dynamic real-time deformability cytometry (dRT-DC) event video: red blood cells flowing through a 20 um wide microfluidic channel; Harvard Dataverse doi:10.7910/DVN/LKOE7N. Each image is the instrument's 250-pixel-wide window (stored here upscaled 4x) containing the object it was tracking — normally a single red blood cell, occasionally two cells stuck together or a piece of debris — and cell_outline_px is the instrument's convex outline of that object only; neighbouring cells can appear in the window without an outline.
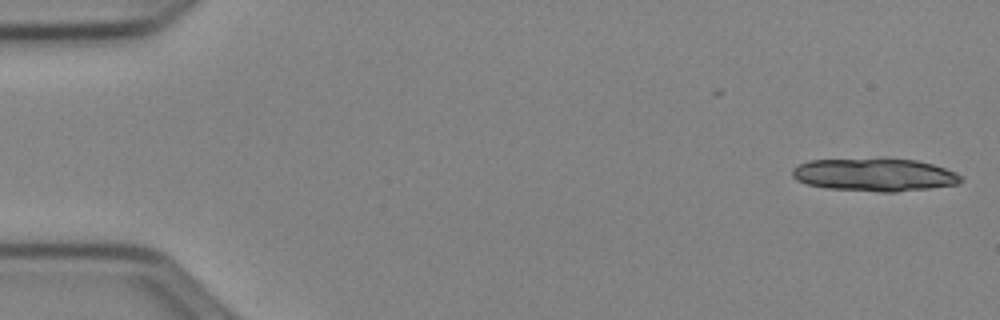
{"species": "Egyptian fruit bat (a non-hibernating species)", "species_latin": "Rousettus aegyptiacus", "temperature_condition": "cold", "stored_images_in_passage": 25, "camera_frame_rate_fps": 3000, "um_per_image_px": 0.085, "animal": {"sex": "female"}, "frame": {"image": 1, "passage_image": 1, "time_ms": 0.0, "image_size_px": [1000, 320], "cell_outline_px": [[964, 180], [956, 184], [928, 188], [896, 192], [880, 192], [828, 188], [808, 184], [796, 180], [792, 176], [792, 168], [808, 160], [884, 156], [888, 156], [916, 160], [932, 164], [956, 172], [964, 176]], "centroid_in_image_um": [74.34, 14.81], "position_along_channel_um": 10.7, "area_um2": 33.35}}
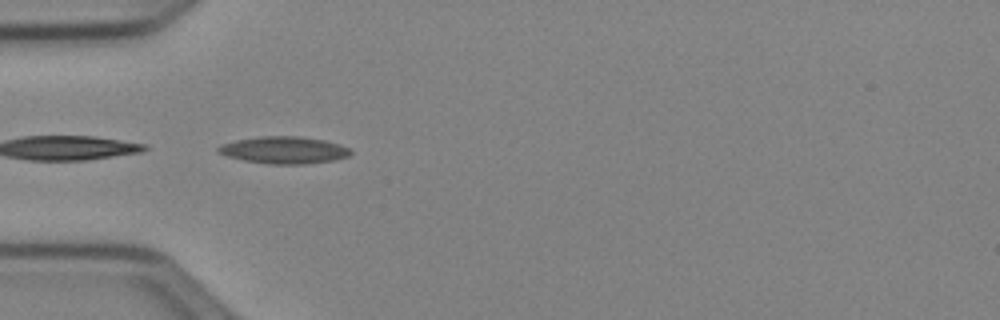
{"frame": {"image": 2, "passage_image": 16, "time_ms": 5.0, "image_size_px": [1000, 320], "cell_outline_px": [[352, 152], [348, 156], [336, 160], [304, 164], [268, 164], [244, 160], [228, 156], [216, 152], [216, 148], [220, 144], [236, 140], [260, 136], [300, 136], [324, 140], [340, 144], [348, 148]], "centroid_in_image_um": [24.12, 12.75], "position_along_channel_um": 60.9, "area_um2": 20.98}}
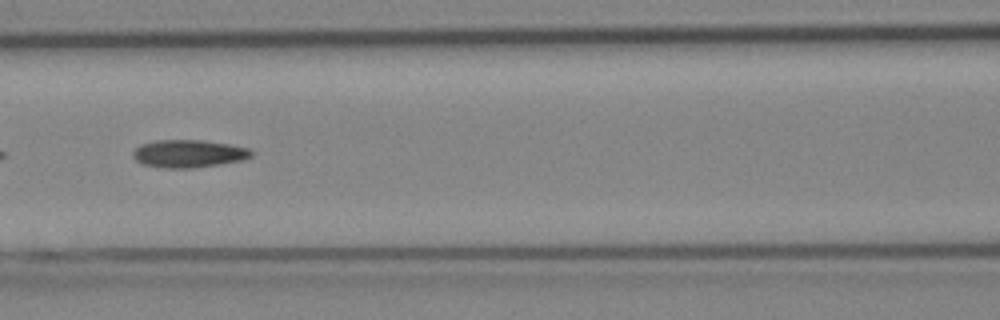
{"frame": {"image": 3, "passage_image": 23, "time_ms": 7.333, "image_size_px": [1000, 320], "cell_outline_px": [[252, 156], [244, 160], [220, 164], [192, 168], [164, 168], [144, 164], [136, 160], [132, 156], [132, 152], [140, 144], [156, 140], [200, 140], [228, 144], [248, 148], [252, 152]], "centroid_in_image_um": [16.02, 13.06], "position_along_channel_um": 150.6, "area_um2": 19.07}}